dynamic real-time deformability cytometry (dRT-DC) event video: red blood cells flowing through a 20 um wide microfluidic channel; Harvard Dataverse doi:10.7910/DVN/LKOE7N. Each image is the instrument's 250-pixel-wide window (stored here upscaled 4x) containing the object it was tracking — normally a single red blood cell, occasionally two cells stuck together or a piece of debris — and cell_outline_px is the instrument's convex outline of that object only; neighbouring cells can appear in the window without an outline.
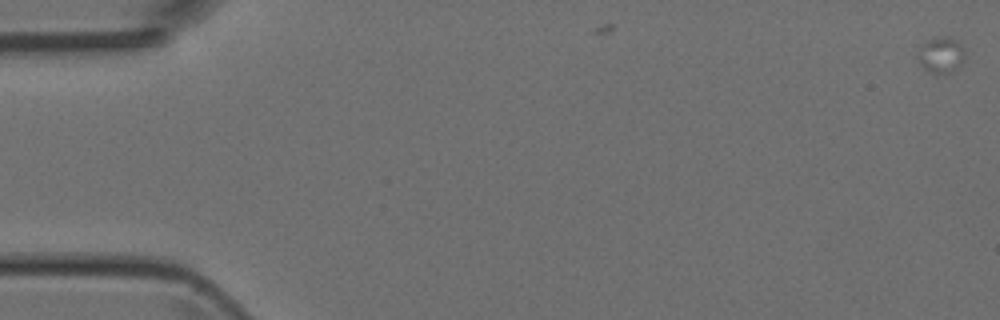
{"species": "Egyptian fruit bat (a non-hibernating species)", "species_latin": "Rousettus aegyptiacus", "temperature_condition": "room temperature", "stored_images_in_passage": 2, "camera_frame_rate_fps": 3000, "um_per_image_px": 0.085, "animal": {"sex": "female"}, "frame": {"image": 1, "passage_image": 2, "time_ms": 0.333, "image_size_px": [1000, 320], "cell_outline_px": [[964, 64], [944, 76], [936, 76], [924, 68], [916, 56], [924, 44], [928, 40], [936, 36], [948, 36], [956, 40], [964, 48]], "centroid_in_image_um": [80.02, 4.71], "position_along_channel_um": 5.0, "area_um2": 10.17}}